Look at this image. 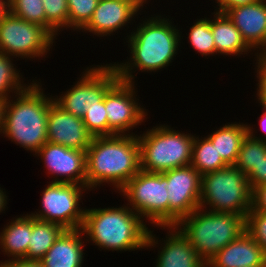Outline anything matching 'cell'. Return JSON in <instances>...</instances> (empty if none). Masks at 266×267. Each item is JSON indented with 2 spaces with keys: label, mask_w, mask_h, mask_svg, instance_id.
<instances>
[{
  "label": "cell",
  "mask_w": 266,
  "mask_h": 267,
  "mask_svg": "<svg viewBox=\"0 0 266 267\" xmlns=\"http://www.w3.org/2000/svg\"><path fill=\"white\" fill-rule=\"evenodd\" d=\"M151 16L139 23L136 30L134 28L135 32L132 30L129 35L127 33V38L124 37L130 48L129 60L112 64L123 81L134 83L136 74L133 73L136 69L141 72H156L166 68L178 53L183 38L180 29L163 15Z\"/></svg>",
  "instance_id": "obj_1"
},
{
  "label": "cell",
  "mask_w": 266,
  "mask_h": 267,
  "mask_svg": "<svg viewBox=\"0 0 266 267\" xmlns=\"http://www.w3.org/2000/svg\"><path fill=\"white\" fill-rule=\"evenodd\" d=\"M93 137L86 153V186L110 184L119 191L140 171L137 134Z\"/></svg>",
  "instance_id": "obj_2"
},
{
  "label": "cell",
  "mask_w": 266,
  "mask_h": 267,
  "mask_svg": "<svg viewBox=\"0 0 266 267\" xmlns=\"http://www.w3.org/2000/svg\"><path fill=\"white\" fill-rule=\"evenodd\" d=\"M30 83L15 94V100L10 97L5 102L0 134L34 155L48 141V113L54 99L44 94L39 81Z\"/></svg>",
  "instance_id": "obj_3"
},
{
  "label": "cell",
  "mask_w": 266,
  "mask_h": 267,
  "mask_svg": "<svg viewBox=\"0 0 266 267\" xmlns=\"http://www.w3.org/2000/svg\"><path fill=\"white\" fill-rule=\"evenodd\" d=\"M146 222L125 204L118 208H86L80 229L86 241L102 250L135 251L146 247Z\"/></svg>",
  "instance_id": "obj_4"
},
{
  "label": "cell",
  "mask_w": 266,
  "mask_h": 267,
  "mask_svg": "<svg viewBox=\"0 0 266 267\" xmlns=\"http://www.w3.org/2000/svg\"><path fill=\"white\" fill-rule=\"evenodd\" d=\"M176 227L207 263L245 232V217L230 212H211L199 207L182 218Z\"/></svg>",
  "instance_id": "obj_5"
},
{
  "label": "cell",
  "mask_w": 266,
  "mask_h": 267,
  "mask_svg": "<svg viewBox=\"0 0 266 267\" xmlns=\"http://www.w3.org/2000/svg\"><path fill=\"white\" fill-rule=\"evenodd\" d=\"M137 136L140 146V170L163 173L191 165L194 135L160 124Z\"/></svg>",
  "instance_id": "obj_6"
},
{
  "label": "cell",
  "mask_w": 266,
  "mask_h": 267,
  "mask_svg": "<svg viewBox=\"0 0 266 267\" xmlns=\"http://www.w3.org/2000/svg\"><path fill=\"white\" fill-rule=\"evenodd\" d=\"M252 192L247 175L228 165L202 175L200 208L246 217L252 208Z\"/></svg>",
  "instance_id": "obj_7"
},
{
  "label": "cell",
  "mask_w": 266,
  "mask_h": 267,
  "mask_svg": "<svg viewBox=\"0 0 266 267\" xmlns=\"http://www.w3.org/2000/svg\"><path fill=\"white\" fill-rule=\"evenodd\" d=\"M168 180L162 173L140 170L120 190L127 205L154 227L169 226ZM145 217V218H144Z\"/></svg>",
  "instance_id": "obj_8"
},
{
  "label": "cell",
  "mask_w": 266,
  "mask_h": 267,
  "mask_svg": "<svg viewBox=\"0 0 266 267\" xmlns=\"http://www.w3.org/2000/svg\"><path fill=\"white\" fill-rule=\"evenodd\" d=\"M55 39L46 28L20 19L8 10L0 17V52L10 57L29 60L46 57Z\"/></svg>",
  "instance_id": "obj_9"
},
{
  "label": "cell",
  "mask_w": 266,
  "mask_h": 267,
  "mask_svg": "<svg viewBox=\"0 0 266 267\" xmlns=\"http://www.w3.org/2000/svg\"><path fill=\"white\" fill-rule=\"evenodd\" d=\"M89 191L87 186L49 182L43 189L40 211L31 213L35 219L51 222L60 225L65 230L80 229L85 209L80 207L83 192Z\"/></svg>",
  "instance_id": "obj_10"
},
{
  "label": "cell",
  "mask_w": 266,
  "mask_h": 267,
  "mask_svg": "<svg viewBox=\"0 0 266 267\" xmlns=\"http://www.w3.org/2000/svg\"><path fill=\"white\" fill-rule=\"evenodd\" d=\"M81 78L54 102L64 111L83 117L86 111L101 102L106 92L120 79L112 63L87 67Z\"/></svg>",
  "instance_id": "obj_11"
},
{
  "label": "cell",
  "mask_w": 266,
  "mask_h": 267,
  "mask_svg": "<svg viewBox=\"0 0 266 267\" xmlns=\"http://www.w3.org/2000/svg\"><path fill=\"white\" fill-rule=\"evenodd\" d=\"M135 82L119 79L105 95V109L108 119V136L131 135V129L146 122L147 111L136 98ZM138 100V101H137ZM128 131V132H127Z\"/></svg>",
  "instance_id": "obj_12"
},
{
  "label": "cell",
  "mask_w": 266,
  "mask_h": 267,
  "mask_svg": "<svg viewBox=\"0 0 266 267\" xmlns=\"http://www.w3.org/2000/svg\"><path fill=\"white\" fill-rule=\"evenodd\" d=\"M168 180L169 226L200 207L202 176L192 166L174 168L162 173Z\"/></svg>",
  "instance_id": "obj_13"
},
{
  "label": "cell",
  "mask_w": 266,
  "mask_h": 267,
  "mask_svg": "<svg viewBox=\"0 0 266 267\" xmlns=\"http://www.w3.org/2000/svg\"><path fill=\"white\" fill-rule=\"evenodd\" d=\"M34 155L40 157L47 174L55 179L51 182L73 183L86 186L85 151L67 148L46 142ZM60 176V178H59Z\"/></svg>",
  "instance_id": "obj_14"
},
{
  "label": "cell",
  "mask_w": 266,
  "mask_h": 267,
  "mask_svg": "<svg viewBox=\"0 0 266 267\" xmlns=\"http://www.w3.org/2000/svg\"><path fill=\"white\" fill-rule=\"evenodd\" d=\"M167 229L166 239L163 241L156 238L153 231L149 229L146 239V249L159 247L156 259V267H207L206 261L196 252L188 239L176 226L157 227ZM154 234V235H153Z\"/></svg>",
  "instance_id": "obj_15"
},
{
  "label": "cell",
  "mask_w": 266,
  "mask_h": 267,
  "mask_svg": "<svg viewBox=\"0 0 266 267\" xmlns=\"http://www.w3.org/2000/svg\"><path fill=\"white\" fill-rule=\"evenodd\" d=\"M47 138L50 143L86 151L93 136L87 131L81 117L64 111L53 102L49 106Z\"/></svg>",
  "instance_id": "obj_16"
},
{
  "label": "cell",
  "mask_w": 266,
  "mask_h": 267,
  "mask_svg": "<svg viewBox=\"0 0 266 267\" xmlns=\"http://www.w3.org/2000/svg\"><path fill=\"white\" fill-rule=\"evenodd\" d=\"M225 14L240 31L244 41L253 52L257 50L252 53L254 56L266 50V3L264 0L228 9Z\"/></svg>",
  "instance_id": "obj_17"
},
{
  "label": "cell",
  "mask_w": 266,
  "mask_h": 267,
  "mask_svg": "<svg viewBox=\"0 0 266 267\" xmlns=\"http://www.w3.org/2000/svg\"><path fill=\"white\" fill-rule=\"evenodd\" d=\"M138 12L133 4L123 0H99L91 19L80 31L99 37L111 36L128 26Z\"/></svg>",
  "instance_id": "obj_18"
},
{
  "label": "cell",
  "mask_w": 266,
  "mask_h": 267,
  "mask_svg": "<svg viewBox=\"0 0 266 267\" xmlns=\"http://www.w3.org/2000/svg\"><path fill=\"white\" fill-rule=\"evenodd\" d=\"M266 266L260 245L245 231L207 262V267Z\"/></svg>",
  "instance_id": "obj_19"
},
{
  "label": "cell",
  "mask_w": 266,
  "mask_h": 267,
  "mask_svg": "<svg viewBox=\"0 0 266 267\" xmlns=\"http://www.w3.org/2000/svg\"><path fill=\"white\" fill-rule=\"evenodd\" d=\"M84 234L81 229L65 230L40 260L44 267H82Z\"/></svg>",
  "instance_id": "obj_20"
},
{
  "label": "cell",
  "mask_w": 266,
  "mask_h": 267,
  "mask_svg": "<svg viewBox=\"0 0 266 267\" xmlns=\"http://www.w3.org/2000/svg\"><path fill=\"white\" fill-rule=\"evenodd\" d=\"M211 19V31L214 37L216 55L240 56L253 50L246 44L240 31L225 13L214 11Z\"/></svg>",
  "instance_id": "obj_21"
},
{
  "label": "cell",
  "mask_w": 266,
  "mask_h": 267,
  "mask_svg": "<svg viewBox=\"0 0 266 267\" xmlns=\"http://www.w3.org/2000/svg\"><path fill=\"white\" fill-rule=\"evenodd\" d=\"M32 233V216L20 215L11 220L0 232V249L8 260L25 259ZM12 257V258H11Z\"/></svg>",
  "instance_id": "obj_22"
},
{
  "label": "cell",
  "mask_w": 266,
  "mask_h": 267,
  "mask_svg": "<svg viewBox=\"0 0 266 267\" xmlns=\"http://www.w3.org/2000/svg\"><path fill=\"white\" fill-rule=\"evenodd\" d=\"M248 134L247 123H227L207 135L215 146L218 155L227 165H235L242 141Z\"/></svg>",
  "instance_id": "obj_23"
},
{
  "label": "cell",
  "mask_w": 266,
  "mask_h": 267,
  "mask_svg": "<svg viewBox=\"0 0 266 267\" xmlns=\"http://www.w3.org/2000/svg\"><path fill=\"white\" fill-rule=\"evenodd\" d=\"M64 231L65 229L58 224L32 216V233L25 260L40 261Z\"/></svg>",
  "instance_id": "obj_24"
},
{
  "label": "cell",
  "mask_w": 266,
  "mask_h": 267,
  "mask_svg": "<svg viewBox=\"0 0 266 267\" xmlns=\"http://www.w3.org/2000/svg\"><path fill=\"white\" fill-rule=\"evenodd\" d=\"M248 134L242 141L235 167L249 175L266 156V138L255 136V130L247 124ZM254 132V133H253Z\"/></svg>",
  "instance_id": "obj_25"
},
{
  "label": "cell",
  "mask_w": 266,
  "mask_h": 267,
  "mask_svg": "<svg viewBox=\"0 0 266 267\" xmlns=\"http://www.w3.org/2000/svg\"><path fill=\"white\" fill-rule=\"evenodd\" d=\"M191 165L201 176L228 166L221 156L218 155L215 146H213L212 141L207 136H201V138L195 136L192 147Z\"/></svg>",
  "instance_id": "obj_26"
},
{
  "label": "cell",
  "mask_w": 266,
  "mask_h": 267,
  "mask_svg": "<svg viewBox=\"0 0 266 267\" xmlns=\"http://www.w3.org/2000/svg\"><path fill=\"white\" fill-rule=\"evenodd\" d=\"M13 57L0 52V98L8 100L14 94L25 90L29 85L24 83L20 70L14 66Z\"/></svg>",
  "instance_id": "obj_27"
},
{
  "label": "cell",
  "mask_w": 266,
  "mask_h": 267,
  "mask_svg": "<svg viewBox=\"0 0 266 267\" xmlns=\"http://www.w3.org/2000/svg\"><path fill=\"white\" fill-rule=\"evenodd\" d=\"M189 41L193 49L204 57L216 55V47L214 43V37L211 31V19L200 18L194 22L189 29Z\"/></svg>",
  "instance_id": "obj_28"
},
{
  "label": "cell",
  "mask_w": 266,
  "mask_h": 267,
  "mask_svg": "<svg viewBox=\"0 0 266 267\" xmlns=\"http://www.w3.org/2000/svg\"><path fill=\"white\" fill-rule=\"evenodd\" d=\"M7 10L27 22L46 28V14L42 0H6Z\"/></svg>",
  "instance_id": "obj_29"
},
{
  "label": "cell",
  "mask_w": 266,
  "mask_h": 267,
  "mask_svg": "<svg viewBox=\"0 0 266 267\" xmlns=\"http://www.w3.org/2000/svg\"><path fill=\"white\" fill-rule=\"evenodd\" d=\"M46 14V29L56 38L68 28L67 0H42Z\"/></svg>",
  "instance_id": "obj_30"
},
{
  "label": "cell",
  "mask_w": 266,
  "mask_h": 267,
  "mask_svg": "<svg viewBox=\"0 0 266 267\" xmlns=\"http://www.w3.org/2000/svg\"><path fill=\"white\" fill-rule=\"evenodd\" d=\"M98 2L99 0H67L68 29L80 31L91 19Z\"/></svg>",
  "instance_id": "obj_31"
},
{
  "label": "cell",
  "mask_w": 266,
  "mask_h": 267,
  "mask_svg": "<svg viewBox=\"0 0 266 267\" xmlns=\"http://www.w3.org/2000/svg\"><path fill=\"white\" fill-rule=\"evenodd\" d=\"M105 109V97L97 105L88 109L82 117L87 131L93 136H108V119Z\"/></svg>",
  "instance_id": "obj_32"
},
{
  "label": "cell",
  "mask_w": 266,
  "mask_h": 267,
  "mask_svg": "<svg viewBox=\"0 0 266 267\" xmlns=\"http://www.w3.org/2000/svg\"><path fill=\"white\" fill-rule=\"evenodd\" d=\"M245 231L260 245L266 255V212L251 209L245 217Z\"/></svg>",
  "instance_id": "obj_33"
},
{
  "label": "cell",
  "mask_w": 266,
  "mask_h": 267,
  "mask_svg": "<svg viewBox=\"0 0 266 267\" xmlns=\"http://www.w3.org/2000/svg\"><path fill=\"white\" fill-rule=\"evenodd\" d=\"M255 60H256V67H255V71H256V77H257V81L258 83L256 84L257 87V98H258V102H263L266 103V56L261 53V54H257L255 56Z\"/></svg>",
  "instance_id": "obj_34"
},
{
  "label": "cell",
  "mask_w": 266,
  "mask_h": 267,
  "mask_svg": "<svg viewBox=\"0 0 266 267\" xmlns=\"http://www.w3.org/2000/svg\"><path fill=\"white\" fill-rule=\"evenodd\" d=\"M252 191L260 185L266 184V156L258 166L247 176Z\"/></svg>",
  "instance_id": "obj_35"
},
{
  "label": "cell",
  "mask_w": 266,
  "mask_h": 267,
  "mask_svg": "<svg viewBox=\"0 0 266 267\" xmlns=\"http://www.w3.org/2000/svg\"><path fill=\"white\" fill-rule=\"evenodd\" d=\"M252 210L266 212V184L257 186L252 192Z\"/></svg>",
  "instance_id": "obj_36"
},
{
  "label": "cell",
  "mask_w": 266,
  "mask_h": 267,
  "mask_svg": "<svg viewBox=\"0 0 266 267\" xmlns=\"http://www.w3.org/2000/svg\"><path fill=\"white\" fill-rule=\"evenodd\" d=\"M0 267H44L41 261L25 260V259H11L0 261Z\"/></svg>",
  "instance_id": "obj_37"
},
{
  "label": "cell",
  "mask_w": 266,
  "mask_h": 267,
  "mask_svg": "<svg viewBox=\"0 0 266 267\" xmlns=\"http://www.w3.org/2000/svg\"><path fill=\"white\" fill-rule=\"evenodd\" d=\"M257 1L259 0H221L217 4L218 7H215L216 8L215 10L221 13H225L228 9L241 6V5L252 4Z\"/></svg>",
  "instance_id": "obj_38"
},
{
  "label": "cell",
  "mask_w": 266,
  "mask_h": 267,
  "mask_svg": "<svg viewBox=\"0 0 266 267\" xmlns=\"http://www.w3.org/2000/svg\"><path fill=\"white\" fill-rule=\"evenodd\" d=\"M259 105H261V108L264 110V112L261 114L262 116L258 119L260 130L266 134V103L259 102Z\"/></svg>",
  "instance_id": "obj_39"
},
{
  "label": "cell",
  "mask_w": 266,
  "mask_h": 267,
  "mask_svg": "<svg viewBox=\"0 0 266 267\" xmlns=\"http://www.w3.org/2000/svg\"><path fill=\"white\" fill-rule=\"evenodd\" d=\"M3 190H5V189L0 187V213L2 211H5V209L7 207L6 205L8 204L7 203V199H8L7 197L8 196H6V192Z\"/></svg>",
  "instance_id": "obj_40"
},
{
  "label": "cell",
  "mask_w": 266,
  "mask_h": 267,
  "mask_svg": "<svg viewBox=\"0 0 266 267\" xmlns=\"http://www.w3.org/2000/svg\"><path fill=\"white\" fill-rule=\"evenodd\" d=\"M123 1L133 4L139 11L143 10L142 9L144 8L143 5L148 2V0H123Z\"/></svg>",
  "instance_id": "obj_41"
},
{
  "label": "cell",
  "mask_w": 266,
  "mask_h": 267,
  "mask_svg": "<svg viewBox=\"0 0 266 267\" xmlns=\"http://www.w3.org/2000/svg\"><path fill=\"white\" fill-rule=\"evenodd\" d=\"M6 100L0 98V132L3 125V116H4V107H5Z\"/></svg>",
  "instance_id": "obj_42"
},
{
  "label": "cell",
  "mask_w": 266,
  "mask_h": 267,
  "mask_svg": "<svg viewBox=\"0 0 266 267\" xmlns=\"http://www.w3.org/2000/svg\"><path fill=\"white\" fill-rule=\"evenodd\" d=\"M7 10L6 0H0V17Z\"/></svg>",
  "instance_id": "obj_43"
},
{
  "label": "cell",
  "mask_w": 266,
  "mask_h": 267,
  "mask_svg": "<svg viewBox=\"0 0 266 267\" xmlns=\"http://www.w3.org/2000/svg\"><path fill=\"white\" fill-rule=\"evenodd\" d=\"M220 1H221V0H215V3H217V4H218Z\"/></svg>",
  "instance_id": "obj_44"
}]
</instances>
